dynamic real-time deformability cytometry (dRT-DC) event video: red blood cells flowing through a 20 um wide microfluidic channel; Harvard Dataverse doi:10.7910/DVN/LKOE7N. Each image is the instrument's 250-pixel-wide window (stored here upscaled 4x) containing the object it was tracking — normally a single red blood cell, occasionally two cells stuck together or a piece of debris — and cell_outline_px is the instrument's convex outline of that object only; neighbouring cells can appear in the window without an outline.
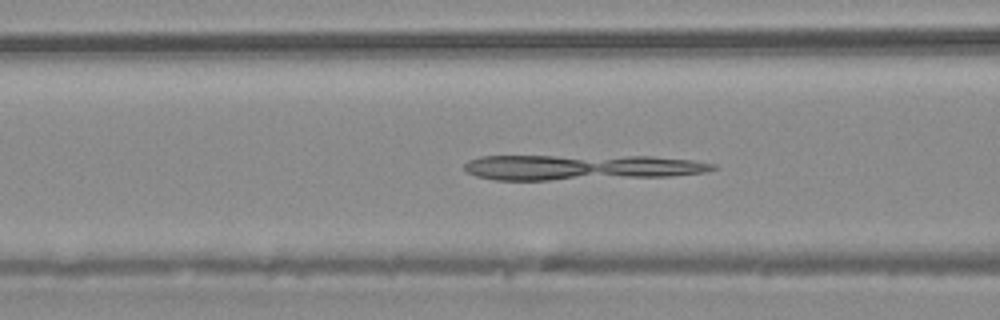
{"species": "common noctule bat (a hibernating species)", "species_latin": "Nyctalus noctula", "temperature_condition": "warm", "stored_images_in_passage": 38, "camera_frame_rate_fps": 3000, "um_per_image_px": 0.085, "animal": {"sex": "male", "body_mass_g": 20.4}, "frame": {"image": 1, "passage_image": 12, "time_ms": 3.667, "image_size_px": [1000, 320], "cell_outline_px": [[716, 168], [704, 172], [668, 176], [548, 180], [496, 180], [476, 176], [468, 172], [464, 168], [464, 164], [468, 160], [480, 156], [652, 156], [692, 160], [716, 164]], "centroid_in_image_um": [49.35, 14.22], "position_along_channel_um": 117.2, "area_um2": 36.65}}